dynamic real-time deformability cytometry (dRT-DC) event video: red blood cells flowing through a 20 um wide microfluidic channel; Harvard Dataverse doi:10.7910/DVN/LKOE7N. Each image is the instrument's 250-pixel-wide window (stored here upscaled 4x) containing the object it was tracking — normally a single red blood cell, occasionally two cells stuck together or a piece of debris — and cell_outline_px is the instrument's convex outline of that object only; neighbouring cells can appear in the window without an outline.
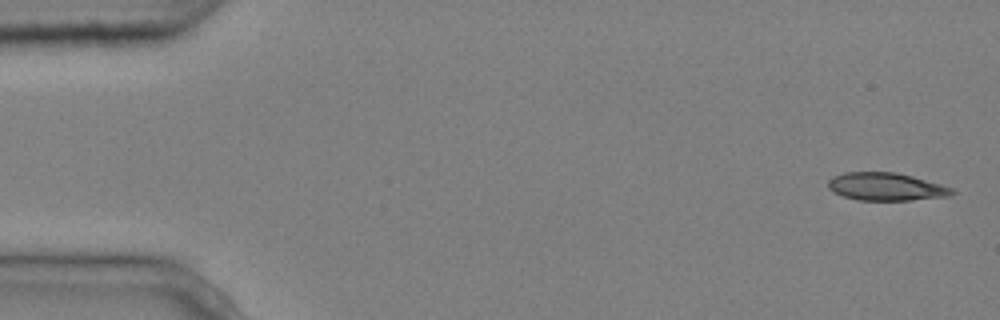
{"species": "common noctule bat (a hibernating species)", "species_latin": "Nyctalus noctula", "temperature_condition": "cold", "stored_images_in_passage": 6, "camera_frame_rate_fps": 3000, "um_per_image_px": 0.085, "animal": {"sex": "male", "body_mass_g": 20.4}, "frame": {"image": 1, "passage_image": 1, "time_ms": 0.0, "image_size_px": [1000, 320], "cell_outline_px": [[956, 192], [948, 196], [912, 200], [856, 200], [832, 192], [828, 188], [828, 180], [832, 176], [844, 172], [896, 172], [912, 176], [940, 184], [952, 188]], "centroid_in_image_um": [75.27, 15.86], "position_along_channel_um": 9.7, "area_um2": 20.11}}
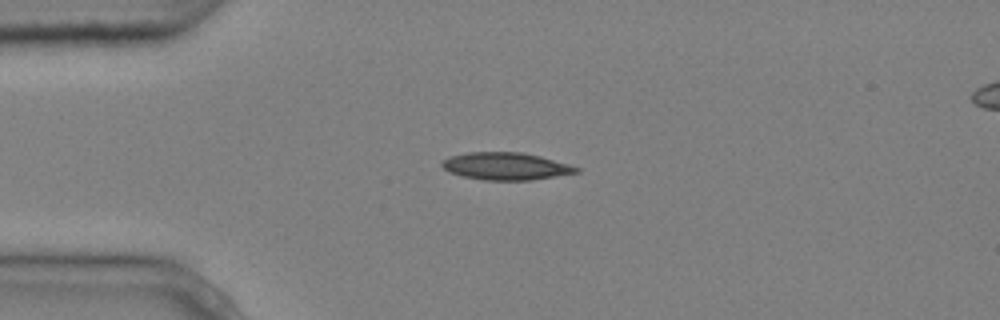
{"frame": {"image": 2, "passage_image": 4, "time_ms": 1.0, "image_size_px": [1000, 320], "cell_outline_px": [[580, 172], [532, 180], [484, 180], [464, 176], [448, 172], [440, 164], [448, 156], [468, 152], [524, 152], [540, 156], [568, 164], [580, 168]], "centroid_in_image_um": [42.99, 14.12], "position_along_channel_um": 42.0, "area_um2": 21.44}}